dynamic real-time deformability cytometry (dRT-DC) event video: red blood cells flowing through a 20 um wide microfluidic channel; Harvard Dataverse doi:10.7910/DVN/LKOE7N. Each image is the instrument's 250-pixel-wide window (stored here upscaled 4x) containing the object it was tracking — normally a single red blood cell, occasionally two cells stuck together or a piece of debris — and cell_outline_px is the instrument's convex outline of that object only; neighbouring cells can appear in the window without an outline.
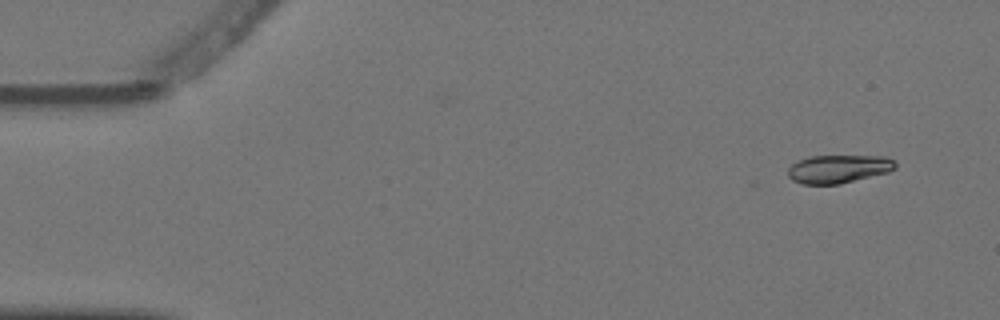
{"species": "Egyptian fruit bat (a non-hibernating species)", "species_latin": "Rousettus aegyptiacus", "temperature_condition": "warm", "stored_images_in_passage": 4, "camera_frame_rate_fps": 3000, "um_per_image_px": 0.085, "animal": {"sex": "female"}, "frame": {"image": 1, "passage_image": 1, "time_ms": 0.0, "image_size_px": [1000, 320], "cell_outline_px": [[896, 168], [888, 172], [840, 184], [804, 184], [792, 180], [788, 176], [788, 168], [796, 160], [808, 156], [884, 156], [892, 160], [896, 164]], "centroid_in_image_um": [71.23, 14.35], "position_along_channel_um": 13.8, "area_um2": 17.69}}